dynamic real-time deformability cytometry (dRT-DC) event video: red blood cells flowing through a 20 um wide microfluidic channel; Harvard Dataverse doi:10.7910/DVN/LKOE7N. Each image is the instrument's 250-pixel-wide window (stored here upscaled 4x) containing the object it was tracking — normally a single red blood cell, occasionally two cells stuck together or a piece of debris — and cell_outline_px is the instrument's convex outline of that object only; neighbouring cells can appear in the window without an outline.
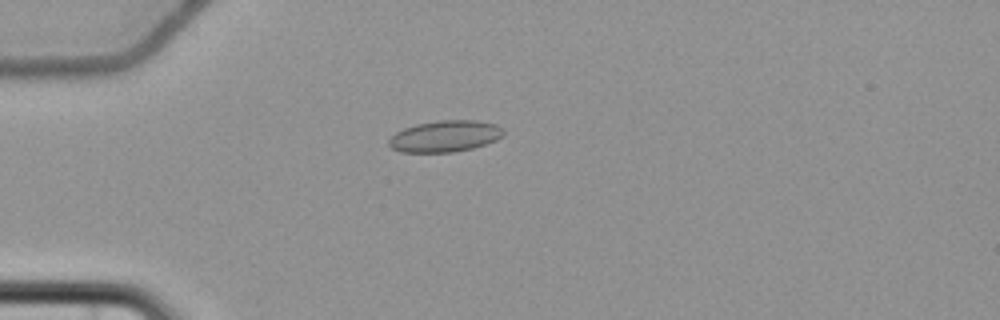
{"species": "common noctule bat (a hibernating species)", "species_latin": "Nyctalus noctula", "temperature_condition": "cold", "stored_images_in_passage": 5, "camera_frame_rate_fps": 3000, "um_per_image_px": 0.085, "animal": {"sex": "female", "body_mass_g": 22.7, "forearm_length_mm": 54.2}, "frame": {"image": 1, "passage_image": 5, "time_ms": 5.0, "image_size_px": [1000, 320], "cell_outline_px": [[504, 132], [496, 140], [472, 148], [452, 152], [400, 152], [392, 148], [388, 144], [388, 140], [396, 132], [404, 128], [416, 124], [436, 120], [476, 120], [496, 124], [504, 128]], "centroid_in_image_um": [37.81, 11.57], "position_along_channel_um": 47.2, "area_um2": 20.98}}